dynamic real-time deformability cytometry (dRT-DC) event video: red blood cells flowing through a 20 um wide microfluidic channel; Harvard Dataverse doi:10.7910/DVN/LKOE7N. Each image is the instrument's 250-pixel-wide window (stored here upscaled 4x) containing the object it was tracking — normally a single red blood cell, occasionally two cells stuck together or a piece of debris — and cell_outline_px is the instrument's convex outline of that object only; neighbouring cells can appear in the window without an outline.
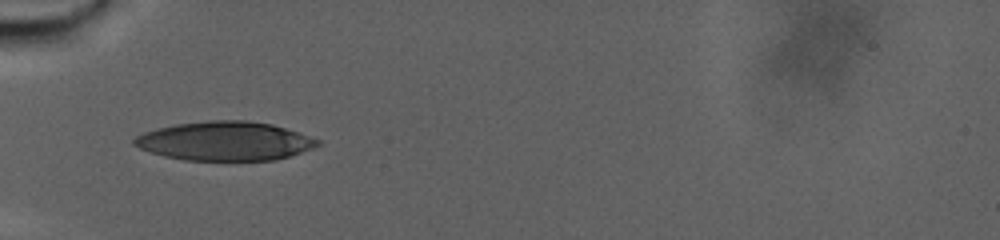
{"species": "human", "species_latin": "Homo sapiens", "temperature_condition": "warm", "stored_images_in_passage": 60, "camera_frame_rate_fps": 3000, "um_per_image_px": 0.085, "donor": {"sex": "male"}, "frame": {"image": 1, "passage_image": 1, "time_ms": 0.0, "image_size_px": [1000, 240], "cell_outline_px": [[320, 144], [312, 148], [276, 160], [184, 160], [164, 156], [140, 148], [132, 144], [132, 140], [136, 136], [144, 132], [156, 128], [176, 124], [208, 120], [248, 120], [272, 124], [320, 140]], "centroid_in_image_um": [19.08, 11.98], "position_along_channel_um": 65.9, "area_um2": 41.44}}
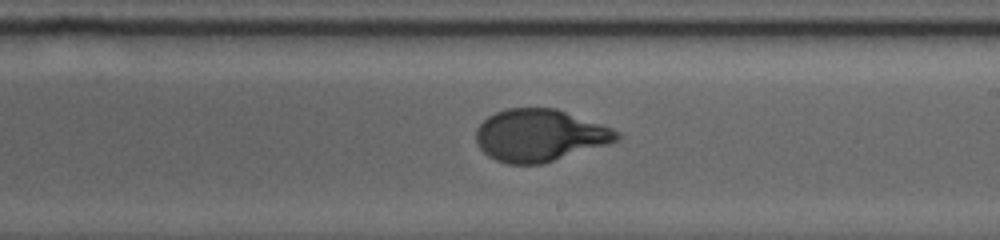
{"frame": {"image": 2, "passage_image": 25, "time_ms": 8.0, "image_size_px": [1000, 240], "cell_outline_px": [[620, 136], [616, 140], [608, 144], [544, 164], [508, 164], [496, 160], [488, 156], [476, 144], [476, 128], [488, 116], [496, 112], [508, 108], [556, 108], [600, 124], [620, 132]], "centroid_in_image_um": [45.84, 11.52], "position_along_channel_um": 243.2, "area_um2": 42.71}}
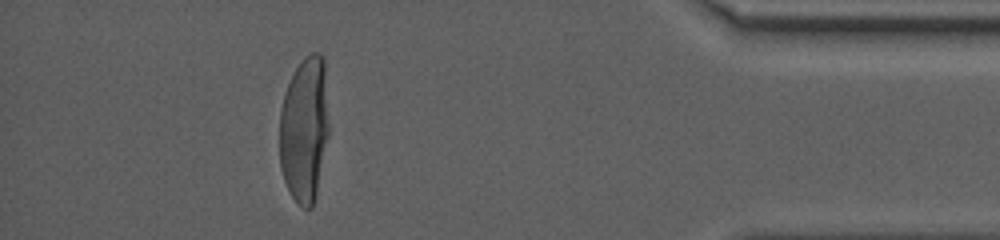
{"frame": {"image": 3, "passage_image": 52, "time_ms": 17.0, "image_size_px": [1000, 240], "cell_outline_px": [[328, 136], [316, 196], [312, 208], [304, 208], [296, 204], [284, 180], [280, 168], [280, 108], [284, 92], [296, 68], [304, 56], [312, 52], [320, 52], [324, 56], [328, 124]], "centroid_in_image_um": [25.87, 10.99], "position_along_channel_um": 409.3, "area_um2": 42.14}, "authors_computed_cell_mechanics": {"area_um2": 43.0032, "velocity_mm_per_s": 2.2847, "shape_relaxation_time_tau1_ms": 8.1909, "shape_relaxation_time_tau2_ms": null, "deformation_change_tau1": 0.2746, "deformation_change_tau2": null}}